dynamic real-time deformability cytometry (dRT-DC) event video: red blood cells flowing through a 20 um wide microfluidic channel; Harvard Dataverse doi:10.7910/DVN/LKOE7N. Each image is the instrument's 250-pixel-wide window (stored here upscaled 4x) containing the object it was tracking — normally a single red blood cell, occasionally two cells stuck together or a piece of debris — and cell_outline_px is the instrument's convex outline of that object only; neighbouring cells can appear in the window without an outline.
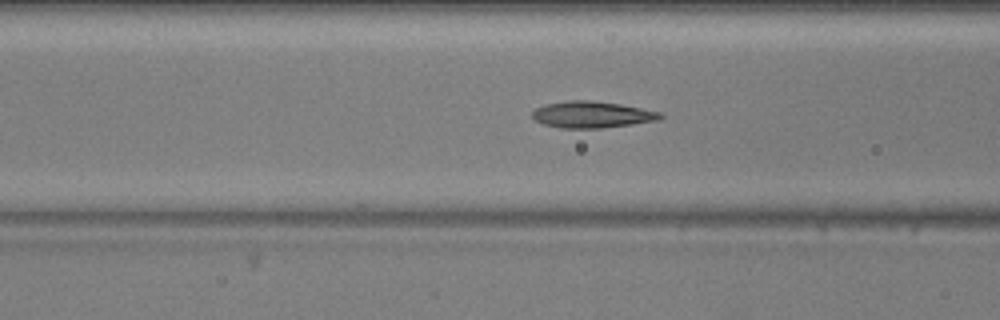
{"species": "common noctule bat (a hibernating species)", "species_latin": "Nyctalus noctula", "temperature_condition": "warm", "stored_images_in_passage": 53, "camera_frame_rate_fps": 3000, "um_per_image_px": 0.085, "animal": {"sex": "male", "body_mass_g": 20.5, "forearm_length_mm": 52.5}, "frame": {"image": 1, "passage_image": 20, "time_ms": 6.333, "image_size_px": [1000, 320], "cell_outline_px": [[664, 116], [660, 120], [632, 124], [600, 128], [560, 128], [544, 124], [536, 120], [532, 116], [532, 112], [536, 108], [544, 104], [568, 100], [588, 100], [620, 104], [660, 112]], "centroid_in_image_um": [50.31, 9.74], "position_along_channel_um": 116.3, "area_um2": 19.71}}
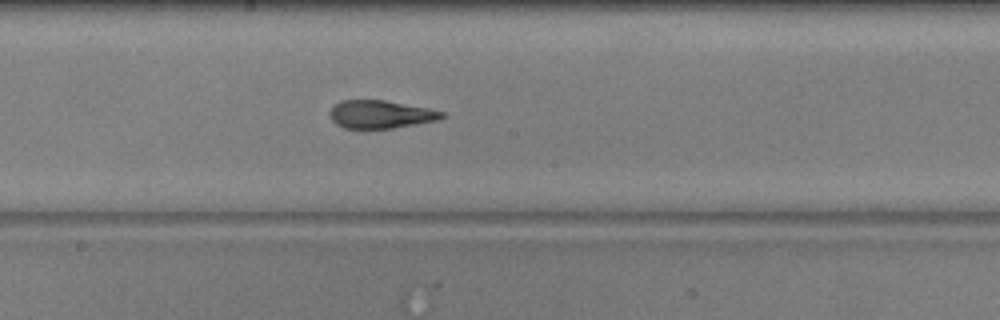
{"frame": {"image": 2, "passage_image": 28, "time_ms": 9.0, "image_size_px": [1000, 320], "cell_outline_px": [[444, 116], [440, 120], [392, 128], [344, 128], [336, 124], [328, 116], [328, 112], [340, 100], [384, 100], [428, 108], [444, 112]], "centroid_in_image_um": [32.33, 9.72], "position_along_channel_um": 215.9, "area_um2": 18.26}}
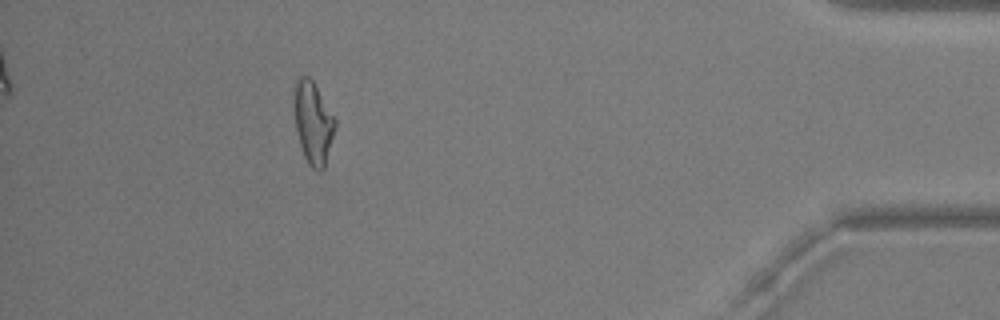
{"frame": {"image": 3, "passage_image": 48, "time_ms": 15.667, "image_size_px": [1000, 320], "cell_outline_px": [[336, 128], [324, 168], [320, 172], [316, 172], [308, 164], [304, 156], [300, 144], [296, 128], [292, 100], [292, 88], [296, 76], [308, 76], [312, 80], [336, 120]], "centroid_in_image_um": [26.58, 10.4], "position_along_channel_um": 408.6, "area_um2": 20.06}, "authors_computed_cell_mechanics": {"area_um2": 19.4786, "velocity_mm_per_s": 3.7151, "shape_relaxation_time_tau1_ms": null, "shape_relaxation_time_tau2_ms": 1.7441, "deformation_change_tau1": null, "deformation_change_tau2": 0.097}}